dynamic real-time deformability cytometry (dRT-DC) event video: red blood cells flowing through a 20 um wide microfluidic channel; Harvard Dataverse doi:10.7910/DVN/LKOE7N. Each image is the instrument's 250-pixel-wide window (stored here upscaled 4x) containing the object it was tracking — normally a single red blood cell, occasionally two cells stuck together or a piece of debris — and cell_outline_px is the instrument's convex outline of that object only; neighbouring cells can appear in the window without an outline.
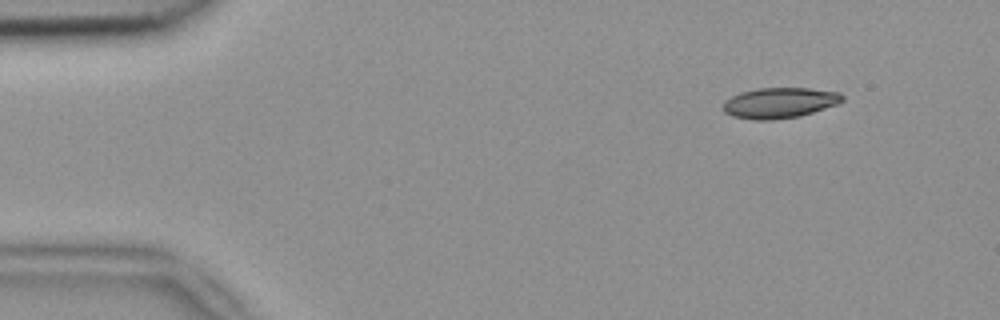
{"species": "common noctule bat (a hibernating species)", "species_latin": "Nyctalus noctula", "temperature_condition": "room temperature", "stored_images_in_passage": 3, "camera_frame_rate_fps": 3000, "um_per_image_px": 0.085, "animal": {"sex": "female", "body_mass_g": 18.4}, "frame": {"image": 1, "passage_image": 1, "time_ms": 0.0, "image_size_px": [1000, 320], "cell_outline_px": [[844, 100], [840, 104], [800, 116], [772, 120], [756, 120], [732, 116], [724, 112], [720, 108], [724, 100], [740, 92], [756, 88], [808, 88], [840, 92], [844, 96]], "centroid_in_image_um": [66.26, 8.74], "position_along_channel_um": 18.7, "area_um2": 21.62}}